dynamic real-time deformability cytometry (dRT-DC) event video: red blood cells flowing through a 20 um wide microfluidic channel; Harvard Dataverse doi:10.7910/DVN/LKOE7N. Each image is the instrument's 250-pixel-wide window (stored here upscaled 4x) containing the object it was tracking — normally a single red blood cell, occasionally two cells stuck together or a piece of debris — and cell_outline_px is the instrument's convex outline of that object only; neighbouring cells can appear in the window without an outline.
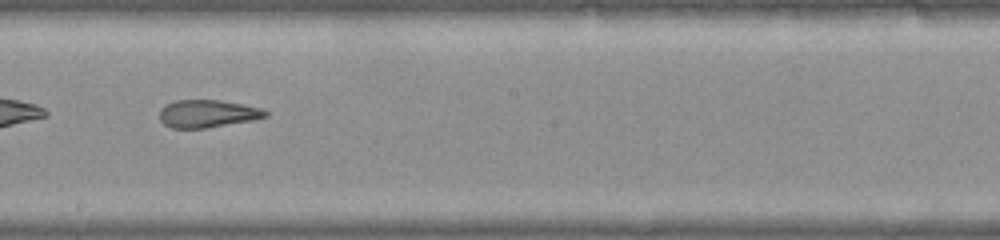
{"species": "common noctule bat (a hibernating species)", "species_latin": "Nyctalus noctula", "temperature_condition": "warm", "stored_images_in_passage": 39, "camera_frame_rate_fps": 3000, "um_per_image_px": 0.085, "animal": {"sex": "female", "body_mass_g": 22.0, "forearm_length_mm": 56.7}, "frame": {"image": 1, "passage_image": 23, "time_ms": 7.333, "image_size_px": [1000, 240], "cell_outline_px": [[268, 116], [252, 120], [208, 128], [172, 128], [164, 124], [160, 120], [160, 108], [164, 104], [176, 100], [220, 100], [260, 108], [268, 112]], "centroid_in_image_um": [17.6, 9.66], "position_along_channel_um": 230.6, "area_um2": 17.05}}
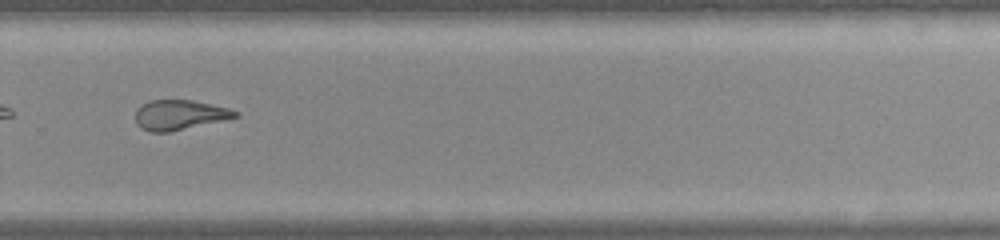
{"frame": {"image": 2, "passage_image": 28, "time_ms": 9.0, "image_size_px": [1000, 240], "cell_outline_px": [[240, 116], [168, 132], [148, 132], [140, 128], [136, 124], [136, 108], [140, 104], [152, 100], [192, 100], [228, 108], [240, 112]], "centroid_in_image_um": [15.22, 9.76], "position_along_channel_um": 314.6, "area_um2": 17.34}}